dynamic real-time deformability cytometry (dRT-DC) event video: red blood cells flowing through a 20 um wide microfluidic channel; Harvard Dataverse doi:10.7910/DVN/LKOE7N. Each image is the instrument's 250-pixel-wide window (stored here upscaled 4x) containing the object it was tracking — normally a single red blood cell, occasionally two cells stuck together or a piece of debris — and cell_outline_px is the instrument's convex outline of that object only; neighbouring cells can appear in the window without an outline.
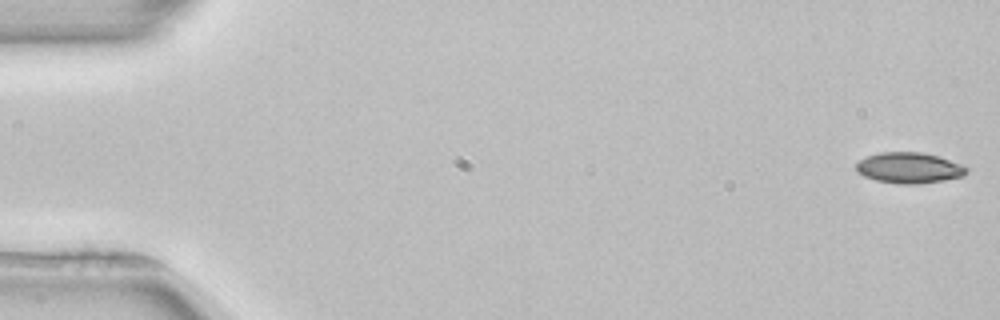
{"species": "common noctule bat (a hibernating species)", "species_latin": "Nyctalus noctula", "temperature_condition": "room temperature", "stored_images_in_passage": 52, "camera_frame_rate_fps": 3000, "um_per_image_px": 0.085, "animal": {"sex": "female", "body_mass_g": 22.7, "forearm_length_mm": 54.2}, "frame": {"image": 1, "passage_image": 1, "time_ms": 0.0, "image_size_px": [1000, 320], "cell_outline_px": [[968, 172], [964, 176], [944, 180], [920, 184], [900, 184], [876, 180], [864, 176], [856, 172], [856, 164], [860, 160], [868, 156], [880, 152], [924, 152], [940, 156], [960, 164], [968, 168]], "centroid_in_image_um": [77.29, 14.27], "position_along_channel_um": 7.7, "area_um2": 19.94}}
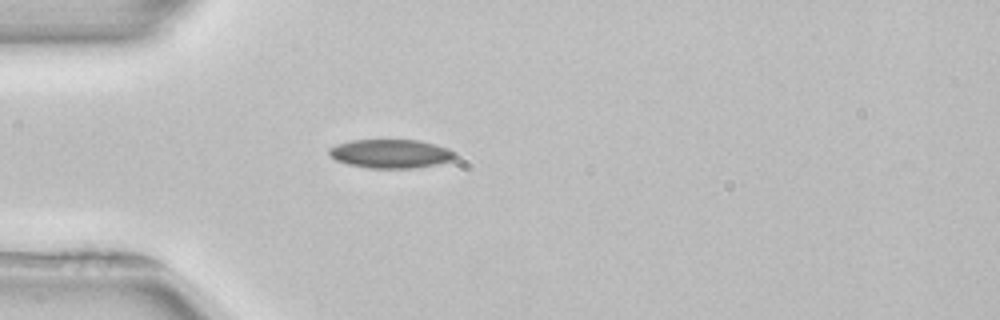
{"frame": {"image": 2, "passage_image": 15, "time_ms": 4.667, "image_size_px": [1000, 320], "cell_outline_px": [[456, 156], [452, 160], [436, 164], [412, 168], [368, 168], [348, 164], [336, 160], [328, 152], [328, 148], [352, 140], [420, 140], [448, 148], [456, 152]], "centroid_in_image_um": [33.23, 13.06], "position_along_channel_um": 51.8, "area_um2": 20.98}}
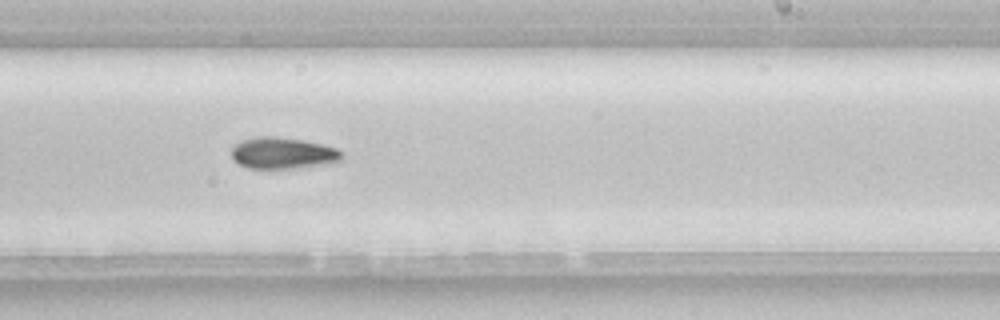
{"frame": {"image": 3, "passage_image": 32, "time_ms": 10.333, "image_size_px": [1000, 320], "cell_outline_px": [[344, 160], [336, 164], [304, 168], [248, 168], [232, 160], [232, 148], [236, 144], [244, 140], [260, 136], [276, 136], [304, 140], [336, 148], [344, 152]], "centroid_in_image_um": [24.15, 13.04], "position_along_channel_um": 264.8, "area_um2": 20.69}, "authors_computed_cell_mechanics": {"area_um2": 19.9121, "velocity_mm_per_s": 3.9458, "shape_relaxation_time_tau1_ms": 4.037, "shape_relaxation_time_tau2_ms": null, "deformation_change_tau1": 0.0837, "deformation_change_tau2": null}}